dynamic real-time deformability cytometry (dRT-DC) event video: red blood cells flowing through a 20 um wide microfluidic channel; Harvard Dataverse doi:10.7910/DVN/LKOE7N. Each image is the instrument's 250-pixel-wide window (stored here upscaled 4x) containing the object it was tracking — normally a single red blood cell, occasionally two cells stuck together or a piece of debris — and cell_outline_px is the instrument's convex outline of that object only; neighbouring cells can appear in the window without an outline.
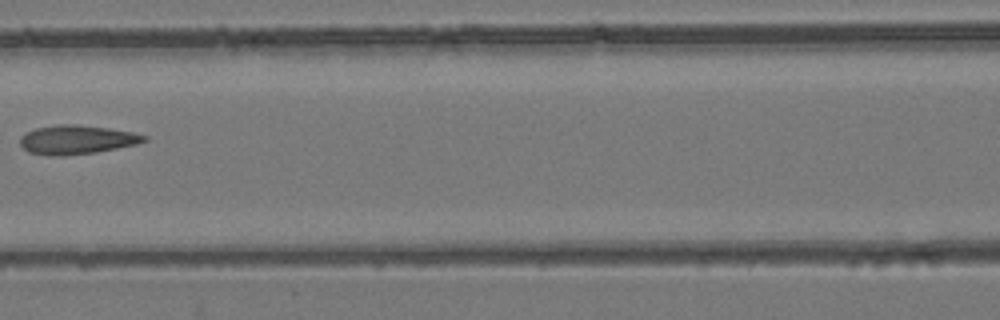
{"species": "common noctule bat (a hibernating species)", "species_latin": "Nyctalus noctula", "temperature_condition": "room temperature", "stored_images_in_passage": 8, "camera_frame_rate_fps": 3000, "um_per_image_px": 0.085, "animal": {"sex": "female", "body_mass_g": 24.6, "forearm_length_mm": 56.2}, "frame": {"image": 1, "passage_image": 7, "time_ms": 8.0, "image_size_px": [1000, 320], "cell_outline_px": [[148, 140], [136, 144], [96, 152], [64, 156], [52, 156], [28, 152], [20, 144], [20, 136], [36, 128], [60, 124], [76, 124], [108, 128], [132, 132], [148, 136]], "centroid_in_image_um": [6.52, 11.87], "position_along_channel_um": 160.1, "area_um2": 20.87}}
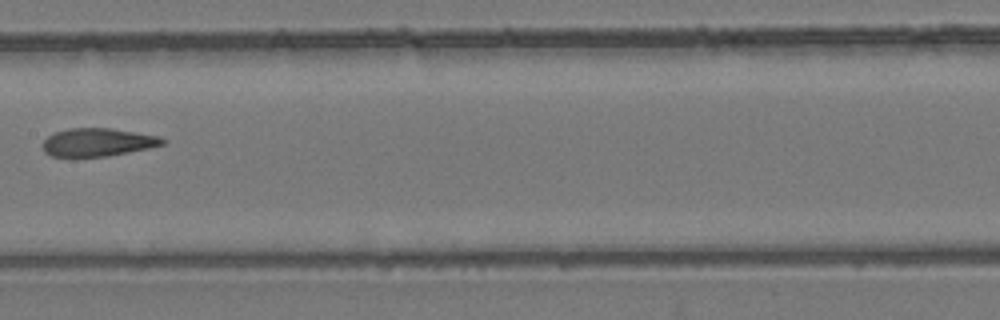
{"frame": {"image": 2, "passage_image": 8, "time_ms": 9.0, "image_size_px": [1000, 320], "cell_outline_px": [[168, 140], [164, 144], [148, 148], [108, 156], [52, 156], [44, 152], [44, 140], [48, 136], [56, 132], [68, 128], [108, 128], [160, 136]], "centroid_in_image_um": [8.34, 12.08], "position_along_channel_um": 199.1, "area_um2": 19.36}}